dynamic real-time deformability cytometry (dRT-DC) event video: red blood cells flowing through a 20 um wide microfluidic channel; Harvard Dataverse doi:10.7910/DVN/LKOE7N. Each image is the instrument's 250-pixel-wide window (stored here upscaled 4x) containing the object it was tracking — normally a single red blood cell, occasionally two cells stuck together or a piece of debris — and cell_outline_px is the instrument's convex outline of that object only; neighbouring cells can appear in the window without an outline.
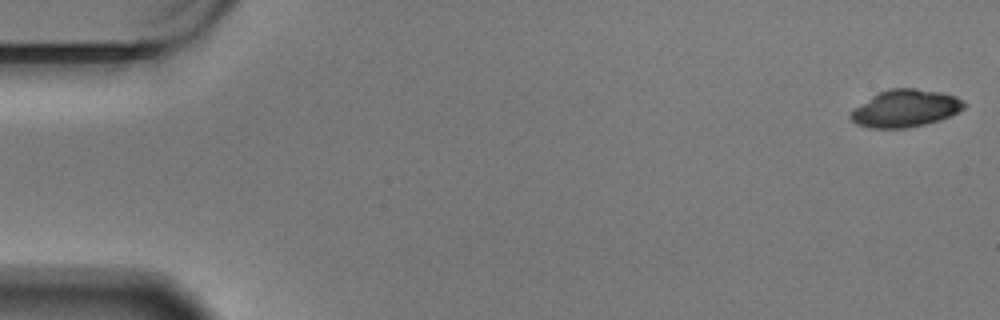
{"species": "Egyptian fruit bat (a non-hibernating species)", "species_latin": "Rousettus aegyptiacus", "temperature_condition": "warm", "stored_images_in_passage": 59, "camera_frame_rate_fps": 3000, "um_per_image_px": 0.085, "animal": {"sex": "male"}, "frame": {"image": 1, "passage_image": 1, "time_ms": 0.0, "image_size_px": [1000, 320], "cell_outline_px": [[968, 104], [964, 108], [940, 120], [908, 128], [868, 128], [856, 124], [848, 116], [856, 108], [872, 96], [888, 88], [916, 88], [940, 92], [956, 96], [964, 100]], "centroid_in_image_um": [76.98, 9.21], "position_along_channel_um": 8.0, "area_um2": 24.57}}
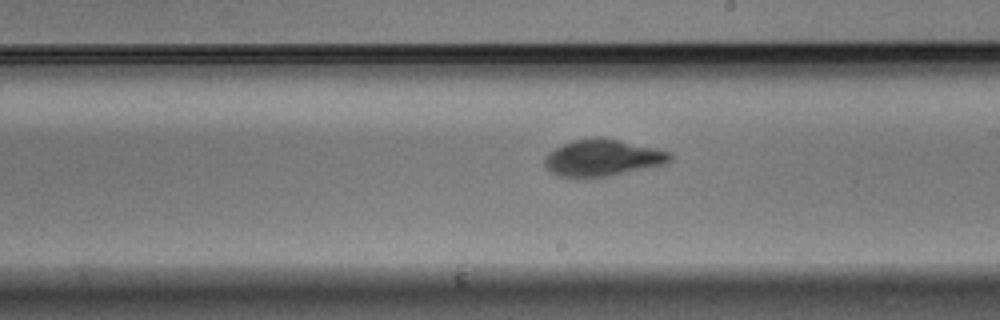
{"frame": {"image": 2, "passage_image": 34, "time_ms": 11.0, "image_size_px": [1000, 320], "cell_outline_px": [[672, 160], [668, 164], [608, 176], [560, 176], [552, 172], [544, 164], [544, 156], [548, 152], [564, 144], [576, 140], [596, 136], [620, 140], [660, 148], [672, 152]], "centroid_in_image_um": [51.31, 13.39], "position_along_channel_um": 237.7, "area_um2": 26.82}}
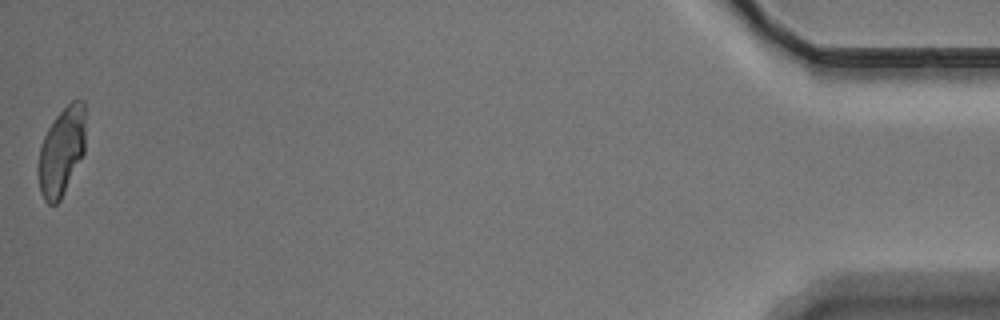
{"frame": {"image": 3, "passage_image": 59, "time_ms": 19.333, "image_size_px": [1000, 320], "cell_outline_px": [[84, 152], [60, 200], [56, 204], [48, 204], [44, 200], [40, 192], [36, 172], [36, 168], [40, 148], [44, 136], [48, 128], [56, 116], [72, 100], [84, 100]], "centroid_in_image_um": [5.19, 12.9], "position_along_channel_um": 430.0, "area_um2": 24.22}, "authors_computed_cell_mechanics": {"area_um2": 25.7788, "velocity_mm_per_s": 3.4293, "shape_relaxation_time_tau1_ms": 5.3088, "shape_relaxation_time_tau2_ms": null, "deformation_change_tau1": 0.1459, "deformation_change_tau2": null}}